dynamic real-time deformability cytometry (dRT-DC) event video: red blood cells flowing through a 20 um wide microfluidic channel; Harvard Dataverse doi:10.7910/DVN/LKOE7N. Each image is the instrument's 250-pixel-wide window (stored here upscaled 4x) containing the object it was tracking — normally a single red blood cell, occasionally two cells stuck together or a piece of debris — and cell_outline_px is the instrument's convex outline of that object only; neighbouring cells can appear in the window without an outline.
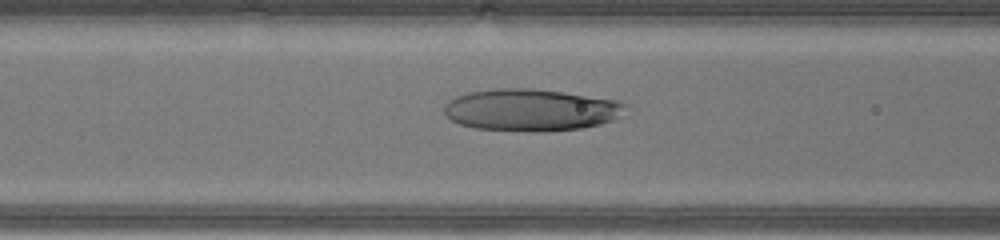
{"species": "human", "species_latin": "Homo sapiens", "temperature_condition": "warm", "stored_images_in_passage": 37, "camera_frame_rate_fps": 3000, "um_per_image_px": 0.085, "donor": {"sex": "male"}, "frame": {"image": 1, "passage_image": 9, "time_ms": 2.667, "image_size_px": [1000, 240], "cell_outline_px": [[628, 104], [612, 120], [600, 124], [580, 128], [548, 132], [532, 132], [472, 128], [460, 124], [452, 120], [444, 112], [444, 108], [448, 100], [456, 96], [468, 92], [496, 88], [532, 88], [564, 92], [620, 100]], "centroid_in_image_um": [45.1, 9.34], "position_along_channel_um": 121.5, "area_um2": 44.62}}
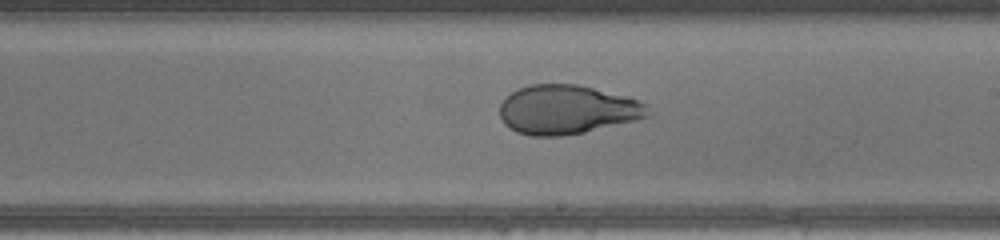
{"frame": {"image": 2, "passage_image": 17, "time_ms": 5.333, "image_size_px": [1000, 240], "cell_outline_px": [[648, 116], [636, 120], [584, 132], [560, 136], [532, 136], [516, 132], [504, 124], [500, 116], [500, 104], [504, 96], [516, 88], [528, 84], [576, 84], [628, 96], [644, 104]], "centroid_in_image_um": [48.12, 9.31], "position_along_channel_um": 240.9, "area_um2": 42.37}}
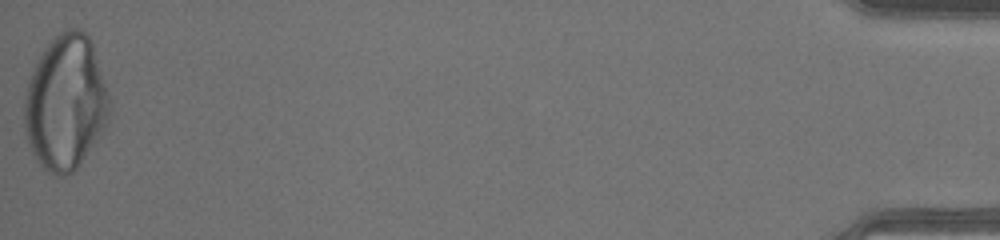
{"frame": {"image": 3, "passage_image": 37, "time_ms": 12.0, "image_size_px": [1000, 240], "cell_outline_px": [[112, 112], [80, 164], [72, 172], [64, 176], [56, 176], [48, 172], [36, 160], [32, 152], [24, 128], [24, 100], [28, 80], [44, 48], [64, 28], [80, 28], [88, 36], [92, 44], [112, 104]], "centroid_in_image_um": [5.57, 8.72], "position_along_channel_um": 429.6, "area_um2": 66.47}, "authors_computed_cell_mechanics": {"area_um2": 46.7602, "velocity_mm_per_s": 4.4558, "shape_relaxation_time_tau1_ms": 10.7418, "shape_relaxation_time_tau2_ms": null, "deformation_change_tau1": 0.482, "deformation_change_tau2": null}}